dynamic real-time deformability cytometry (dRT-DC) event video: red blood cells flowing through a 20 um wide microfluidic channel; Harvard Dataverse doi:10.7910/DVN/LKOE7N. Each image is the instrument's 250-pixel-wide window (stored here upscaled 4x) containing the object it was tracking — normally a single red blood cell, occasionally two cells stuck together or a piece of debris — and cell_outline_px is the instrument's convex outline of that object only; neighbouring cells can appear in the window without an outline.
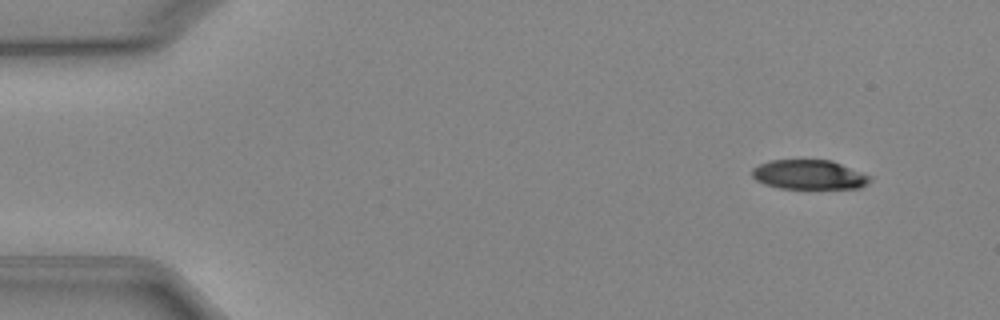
{"species": "Egyptian fruit bat (a non-hibernating species)", "species_latin": "Rousettus aegyptiacus", "temperature_condition": "cold", "stored_images_in_passage": 4, "camera_frame_rate_fps": 3000, "um_per_image_px": 0.085, "animal": {"sex": "female"}, "frame": {"image": 1, "passage_image": 1, "time_ms": 0.0, "image_size_px": [1000, 320], "cell_outline_px": [[872, 180], [860, 188], [780, 188], [764, 184], [756, 180], [752, 176], [752, 168], [768, 160], [832, 160], [872, 176]], "centroid_in_image_um": [68.78, 14.84], "position_along_channel_um": 16.2, "area_um2": 20.29}}
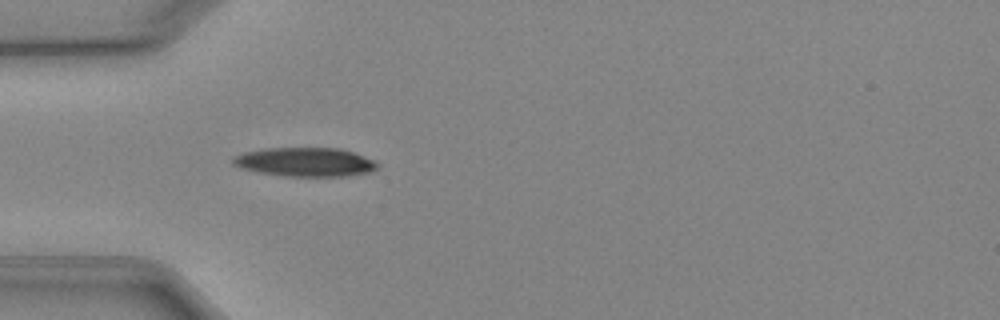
{"frame": {"image": 2, "passage_image": 4, "time_ms": 3.667, "image_size_px": [1000, 320], "cell_outline_px": [[380, 164], [372, 172], [348, 176], [288, 176], [260, 172], [240, 168], [232, 164], [232, 156], [244, 152], [264, 148], [340, 148], [352, 152], [372, 160]], "centroid_in_image_um": [25.92, 13.77], "position_along_channel_um": 59.1, "area_um2": 24.33}}